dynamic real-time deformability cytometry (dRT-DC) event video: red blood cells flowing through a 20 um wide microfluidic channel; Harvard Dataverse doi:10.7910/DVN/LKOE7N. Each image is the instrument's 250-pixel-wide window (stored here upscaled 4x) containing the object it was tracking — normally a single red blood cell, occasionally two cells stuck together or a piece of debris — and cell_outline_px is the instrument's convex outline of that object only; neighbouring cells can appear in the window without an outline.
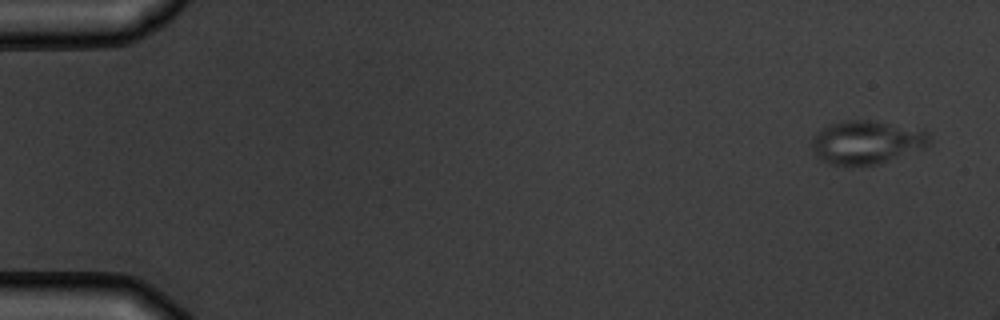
{"species": "common noctule bat (a hibernating species)", "species_latin": "Nyctalus noctula", "temperature_condition": "warm", "stored_images_in_passage": 6, "segment_of_instrument_passage": [2, 2], "camera_frame_rate_fps": 3000, "um_per_image_px": 0.085, "animal": {"sex": "male", "body_mass_g": 19.5, "forearm_length_mm": 54.6}, "frame": {"image": 1, "passage_image": 6, "time_ms": 6.333, "image_size_px": [1000, 320], "cell_outline_px": [[932, 140], [924, 148], [876, 164], [832, 164], [820, 160], [812, 152], [812, 136], [820, 128], [828, 124], [844, 120], [876, 120], [928, 132]], "centroid_in_image_um": [73.6, 12.06], "position_along_channel_um": 11.4, "area_um2": 29.59}}